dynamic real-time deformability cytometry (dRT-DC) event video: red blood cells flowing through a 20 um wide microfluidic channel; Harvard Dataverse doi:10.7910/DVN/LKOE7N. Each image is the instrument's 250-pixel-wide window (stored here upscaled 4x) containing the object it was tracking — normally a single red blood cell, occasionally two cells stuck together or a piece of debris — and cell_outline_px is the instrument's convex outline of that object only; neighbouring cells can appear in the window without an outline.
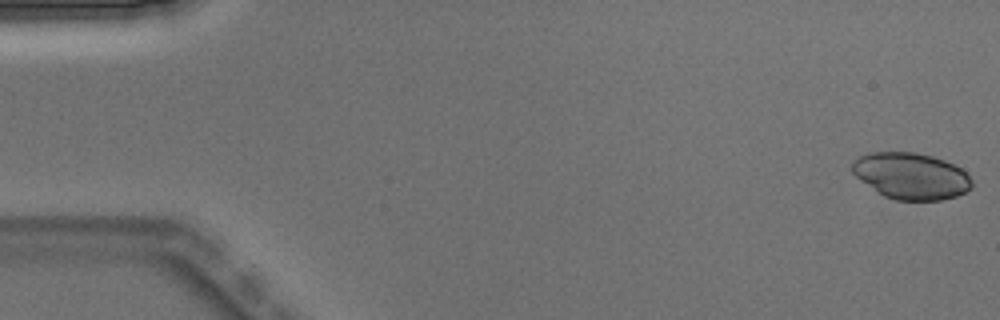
{"species": "Egyptian fruit bat (a non-hibernating species)", "species_latin": "Rousettus aegyptiacus", "temperature_condition": "warm", "stored_images_in_passage": 4, "camera_frame_rate_fps": 3000, "um_per_image_px": 0.085, "animal": {"sex": "male"}, "frame": {"image": 1, "passage_image": 1, "time_ms": 0.0, "image_size_px": [1000, 320], "cell_outline_px": [[972, 188], [956, 196], [940, 200], [896, 200], [884, 196], [860, 180], [852, 172], [852, 164], [860, 156], [872, 152], [916, 152], [932, 156], [944, 160], [960, 168], [972, 180]], "centroid_in_image_um": [77.44, 14.96], "position_along_channel_um": 7.6, "area_um2": 32.14}}